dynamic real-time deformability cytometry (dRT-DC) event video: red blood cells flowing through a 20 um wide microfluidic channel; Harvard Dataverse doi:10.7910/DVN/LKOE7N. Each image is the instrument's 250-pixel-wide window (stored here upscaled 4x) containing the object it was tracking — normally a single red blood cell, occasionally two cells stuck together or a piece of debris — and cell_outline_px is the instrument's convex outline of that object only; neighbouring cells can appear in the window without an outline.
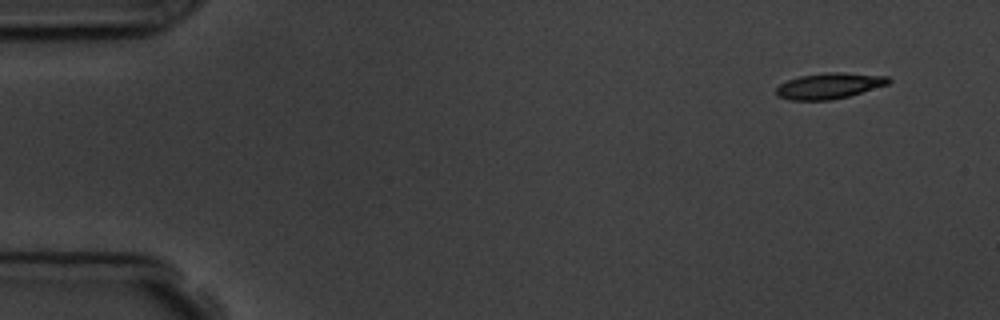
{"species": "common noctule bat (a hibernating species)", "species_latin": "Nyctalus noctula", "temperature_condition": "room temperature", "stored_images_in_passage": 9, "camera_frame_rate_fps": 3000, "um_per_image_px": 0.085, "animal": {"sex": "male", "body_mass_g": 19.5, "forearm_length_mm": 54.6}, "frame": {"image": 1, "passage_image": 1, "time_ms": 0.0, "image_size_px": [1000, 320], "cell_outline_px": [[892, 80], [888, 84], [848, 96], [828, 100], [788, 100], [776, 96], [776, 88], [780, 84], [788, 80], [800, 76], [824, 72], [840, 72], [888, 76]], "centroid_in_image_um": [70.46, 7.29], "position_along_channel_um": 14.5, "area_um2": 16.88}}
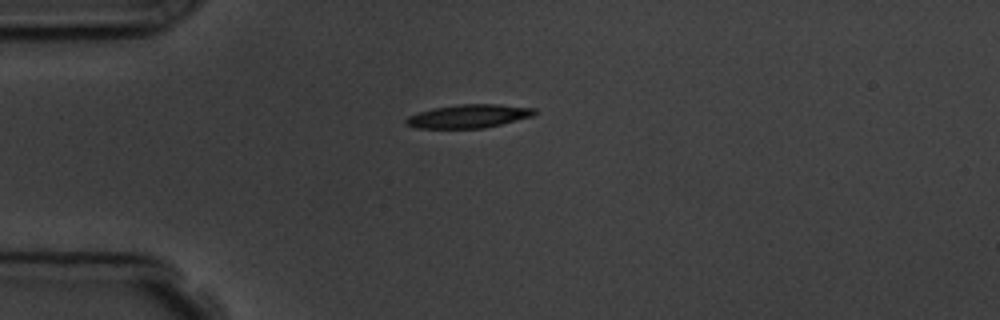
{"frame": {"image": 2, "passage_image": 4, "time_ms": 3.333, "image_size_px": [1000, 320], "cell_outline_px": [[536, 112], [532, 116], [484, 128], [416, 128], [404, 124], [404, 120], [408, 116], [432, 108], [456, 104], [496, 104], [536, 108]], "centroid_in_image_um": [39.79, 9.87], "position_along_channel_um": 45.2, "area_um2": 17.51}}